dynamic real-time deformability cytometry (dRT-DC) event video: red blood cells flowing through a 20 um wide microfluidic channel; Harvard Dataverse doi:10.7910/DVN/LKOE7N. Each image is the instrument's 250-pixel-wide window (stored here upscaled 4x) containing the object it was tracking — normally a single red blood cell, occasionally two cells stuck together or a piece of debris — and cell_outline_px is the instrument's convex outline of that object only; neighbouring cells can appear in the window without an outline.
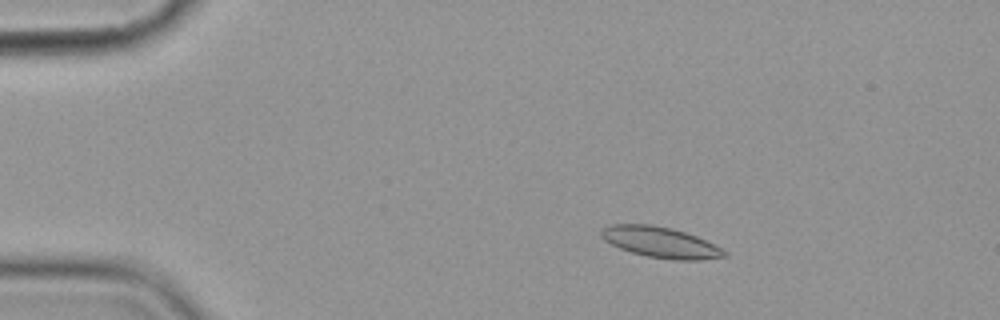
{"species": "common noctule bat (a hibernating species)", "species_latin": "Nyctalus noctula", "temperature_condition": "cold", "stored_images_in_passage": 3, "camera_frame_rate_fps": 3000, "um_per_image_px": 0.085, "animal": {"sex": "female", "body_mass_g": 19.9}, "frame": {"image": 1, "passage_image": 2, "time_ms": 1.0, "image_size_px": [1000, 320], "cell_outline_px": [[728, 256], [700, 260], [672, 260], [648, 256], [632, 252], [620, 248], [604, 240], [600, 236], [600, 232], [604, 228], [612, 224], [652, 224], [672, 228], [696, 236], [728, 252]], "centroid_in_image_um": [56.14, 20.59], "position_along_channel_um": 28.9, "area_um2": 21.91}}